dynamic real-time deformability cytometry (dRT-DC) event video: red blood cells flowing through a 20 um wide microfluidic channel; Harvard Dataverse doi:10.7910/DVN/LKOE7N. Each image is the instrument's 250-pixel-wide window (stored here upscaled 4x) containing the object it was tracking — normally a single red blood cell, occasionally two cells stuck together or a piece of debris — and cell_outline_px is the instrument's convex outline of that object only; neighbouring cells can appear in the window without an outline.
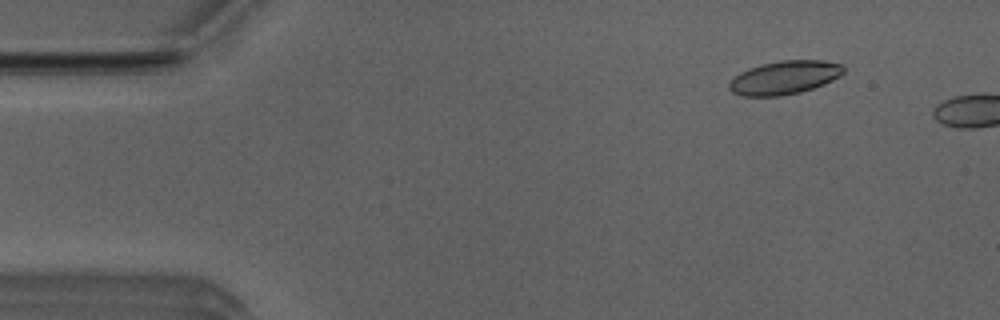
{"species": "Egyptian fruit bat (a non-hibernating species)", "species_latin": "Rousettus aegyptiacus", "temperature_condition": "room temperature", "stored_images_in_passage": 4, "camera_frame_rate_fps": 3000, "um_per_image_px": 0.085, "animal": {"sex": "male"}, "frame": {"image": 1, "passage_image": 1, "time_ms": 0.0, "image_size_px": [1000, 320], "cell_outline_px": [[844, 72], [840, 76], [824, 84], [800, 92], [780, 96], [744, 96], [732, 92], [728, 88], [728, 84], [740, 72], [764, 64], [780, 60], [824, 60], [840, 64], [844, 68]], "centroid_in_image_um": [66.7, 6.59], "position_along_channel_um": 18.3, "area_um2": 22.08}}